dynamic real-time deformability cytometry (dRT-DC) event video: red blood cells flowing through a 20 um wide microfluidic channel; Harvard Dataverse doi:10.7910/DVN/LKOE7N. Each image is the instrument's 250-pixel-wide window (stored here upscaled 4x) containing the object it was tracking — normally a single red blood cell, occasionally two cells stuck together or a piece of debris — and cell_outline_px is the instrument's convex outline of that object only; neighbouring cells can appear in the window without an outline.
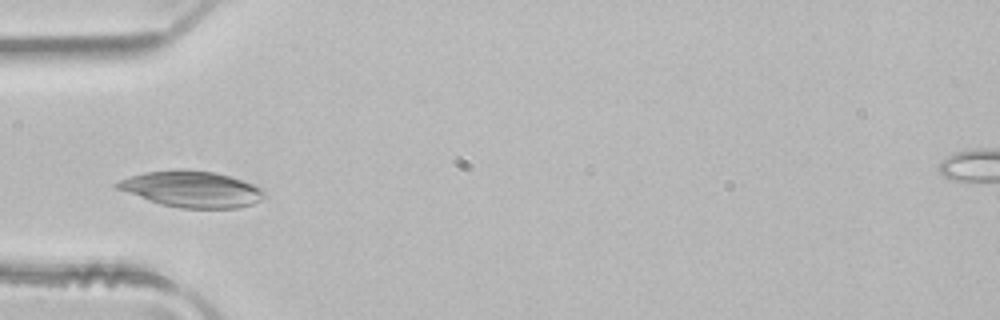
{"species": "common noctule bat (a hibernating species)", "species_latin": "Nyctalus noctula", "temperature_condition": "room temperature", "stored_images_in_passage": 3, "camera_frame_rate_fps": 3000, "um_per_image_px": 0.085, "animal": {"sex": "male", "body_mass_g": 21.5, "forearm_length_mm": 52.0}, "frame": {"image": 1, "passage_image": 3, "time_ms": 0.667, "image_size_px": [1000, 320], "cell_outline_px": [[264, 196], [260, 200], [252, 204], [236, 208], [180, 208], [160, 204], [148, 200], [116, 188], [112, 184], [116, 180], [144, 172], [176, 168], [184, 168], [216, 172], [264, 188]], "centroid_in_image_um": [16.25, 16.05], "position_along_channel_um": 68.8, "area_um2": 31.27}}